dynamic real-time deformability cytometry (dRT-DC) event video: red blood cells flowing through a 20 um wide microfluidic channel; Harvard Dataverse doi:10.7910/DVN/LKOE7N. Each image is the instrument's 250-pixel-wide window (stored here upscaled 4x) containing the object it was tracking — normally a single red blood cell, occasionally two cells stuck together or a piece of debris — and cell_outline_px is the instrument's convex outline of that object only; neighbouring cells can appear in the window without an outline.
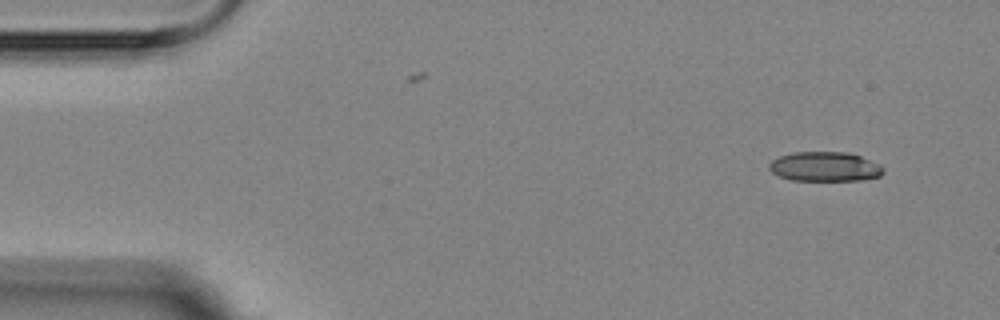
{"species": "Egyptian fruit bat (a non-hibernating species)", "species_latin": "Rousettus aegyptiacus", "temperature_condition": "room temperature", "stored_images_in_passage": 4, "camera_frame_rate_fps": 3000, "um_per_image_px": 0.085, "animal": {"sex": "female"}, "frame": {"image": 1, "passage_image": 1, "time_ms": 0.0, "image_size_px": [1000, 320], "cell_outline_px": [[884, 172], [880, 176], [860, 180], [792, 180], [780, 176], [772, 172], [768, 168], [768, 164], [772, 160], [780, 156], [792, 152], [848, 152], [860, 156], [880, 164], [884, 168]], "centroid_in_image_um": [70.11, 14.16], "position_along_channel_um": 14.9, "area_um2": 19.65}}
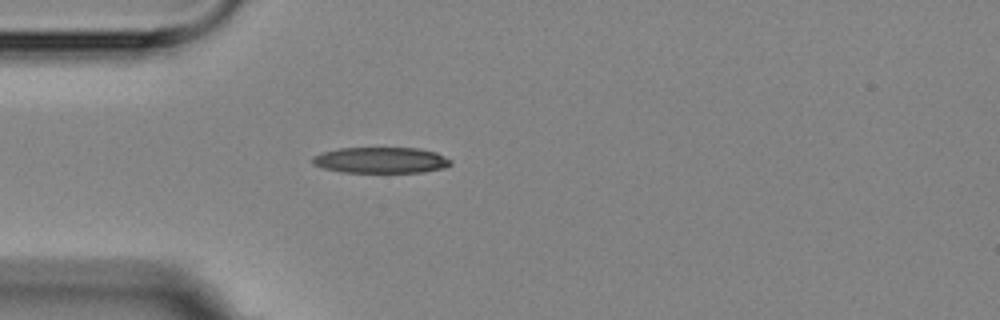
{"frame": {"image": 2, "passage_image": 4, "time_ms": 3.667, "image_size_px": [1000, 320], "cell_outline_px": [[452, 164], [444, 168], [424, 172], [340, 172], [324, 168], [312, 164], [312, 156], [324, 152], [340, 148], [420, 148], [436, 152], [452, 160]], "centroid_in_image_um": [32.4, 13.61], "position_along_channel_um": 52.6, "area_um2": 20.98}}